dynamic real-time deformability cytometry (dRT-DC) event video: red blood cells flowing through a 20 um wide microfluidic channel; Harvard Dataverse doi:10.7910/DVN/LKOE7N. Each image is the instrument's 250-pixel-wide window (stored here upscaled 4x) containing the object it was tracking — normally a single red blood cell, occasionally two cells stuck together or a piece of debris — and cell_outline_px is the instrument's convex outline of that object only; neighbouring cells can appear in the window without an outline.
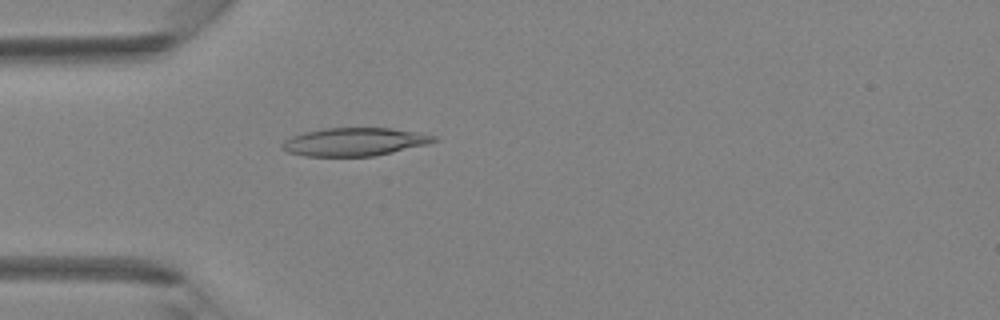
{"species": "Egyptian fruit bat (a non-hibernating species)", "species_latin": "Rousettus aegyptiacus", "temperature_condition": "room temperature", "stored_images_in_passage": 31, "camera_frame_rate_fps": 3000, "um_per_image_px": 0.085, "animal": {"sex": "female"}, "frame": {"image": 1, "passage_image": 2, "time_ms": 0.333, "image_size_px": [1000, 320], "cell_outline_px": [[440, 140], [428, 144], [392, 152], [372, 156], [304, 156], [288, 152], [280, 148], [280, 144], [284, 140], [292, 136], [304, 132], [324, 128], [392, 128], [416, 132], [436, 136]], "centroid_in_image_um": [30.11, 12.05], "position_along_channel_um": 54.9, "area_um2": 24.91}}
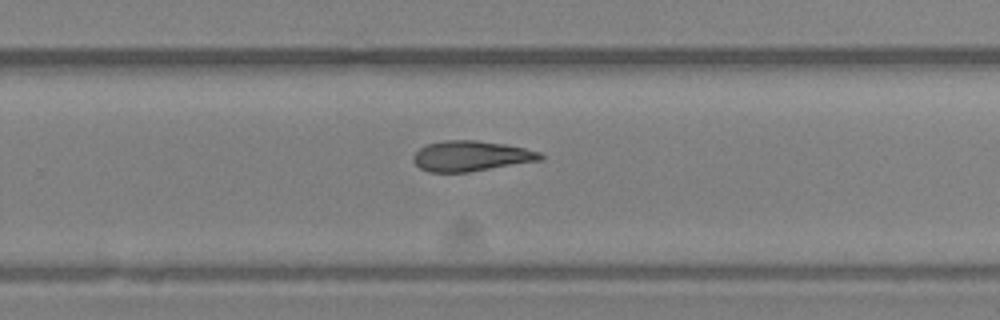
{"frame": {"image": 2, "passage_image": 17, "time_ms": 5.333, "image_size_px": [1000, 320], "cell_outline_px": [[544, 160], [468, 172], [428, 172], [420, 168], [412, 160], [412, 156], [420, 148], [428, 144], [444, 140], [476, 140], [504, 144], [524, 148], [540, 152], [544, 156]], "centroid_in_image_um": [40.05, 13.27], "position_along_channel_um": 289.8, "area_um2": 22.54}}
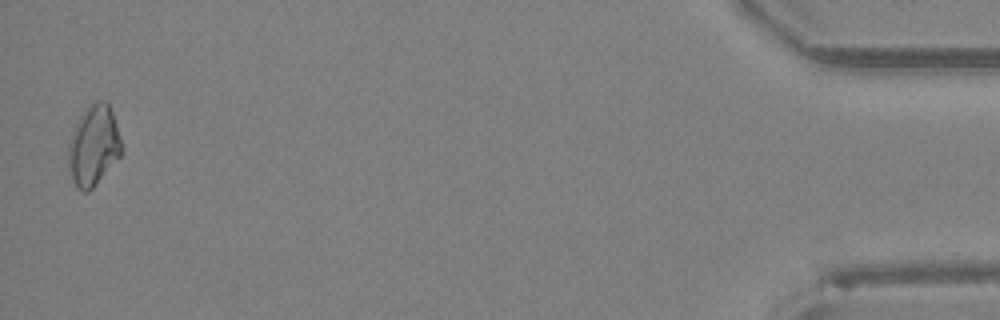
{"frame": {"image": 3, "passage_image": 31, "time_ms": 10.0, "image_size_px": [1000, 320], "cell_outline_px": [[120, 156], [92, 188], [88, 192], [84, 192], [76, 188], [72, 176], [68, 160], [68, 144], [72, 132], [80, 116], [92, 104], [100, 100], [104, 100], [108, 104], [112, 112], [116, 124], [120, 140]], "centroid_in_image_um": [7.93, 12.39], "position_along_channel_um": 427.3, "area_um2": 24.16}}